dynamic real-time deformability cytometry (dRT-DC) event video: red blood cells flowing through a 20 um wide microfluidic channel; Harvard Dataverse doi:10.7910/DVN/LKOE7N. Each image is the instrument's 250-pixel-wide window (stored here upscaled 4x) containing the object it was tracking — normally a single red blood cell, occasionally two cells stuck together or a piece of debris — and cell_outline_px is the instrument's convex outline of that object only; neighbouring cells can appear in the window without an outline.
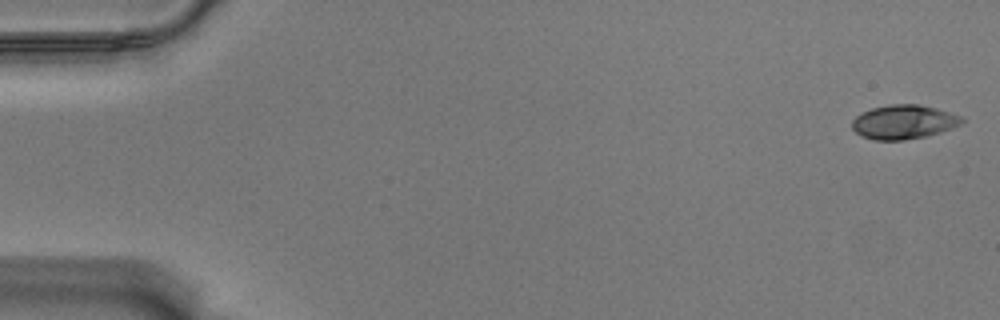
{"species": "Egyptian fruit bat (a non-hibernating species)", "species_latin": "Rousettus aegyptiacus", "temperature_condition": "warm", "stored_images_in_passage": 15, "camera_frame_rate_fps": 3000, "um_per_image_px": 0.085, "animal": {"sex": "male"}, "frame": {"image": 1, "passage_image": 1, "time_ms": 0.0, "image_size_px": [1000, 320], "cell_outline_px": [[964, 120], [960, 124], [952, 128], [940, 132], [924, 136], [904, 140], [872, 140], [860, 136], [852, 128], [852, 120], [860, 112], [872, 108], [888, 104], [916, 104], [936, 108], [960, 116]], "centroid_in_image_um": [76.75, 10.37], "position_along_channel_um": 8.2, "area_um2": 21.79}}